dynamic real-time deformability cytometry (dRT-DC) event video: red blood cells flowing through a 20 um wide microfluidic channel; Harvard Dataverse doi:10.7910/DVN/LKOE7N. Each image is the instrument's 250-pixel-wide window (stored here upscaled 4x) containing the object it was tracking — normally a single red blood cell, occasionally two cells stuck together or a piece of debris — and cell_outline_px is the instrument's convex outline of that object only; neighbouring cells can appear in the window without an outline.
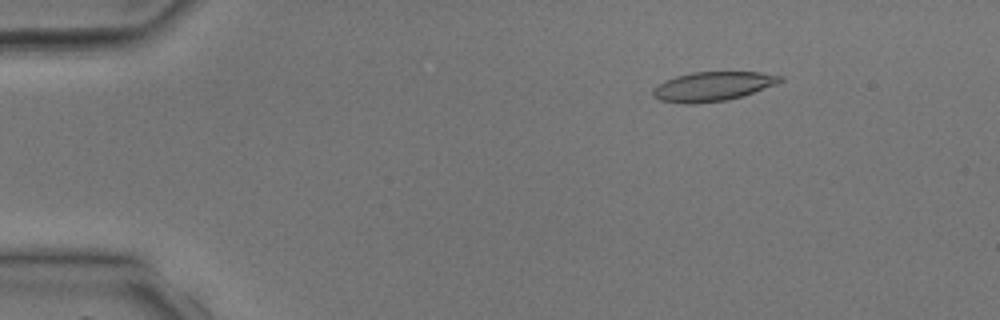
{"species": "common noctule bat (a hibernating species)", "species_latin": "Nyctalus noctula", "temperature_condition": "room temperature", "stored_images_in_passage": 12, "camera_frame_rate_fps": 3000, "um_per_image_px": 0.085, "animal": {"sex": "male", "body_mass_g": 17.9, "forearm_length_mm": 54.2}, "frame": {"image": 1, "passage_image": 6, "time_ms": 1.667, "image_size_px": [1000, 320], "cell_outline_px": [[784, 80], [776, 84], [728, 100], [696, 104], [684, 104], [660, 100], [652, 96], [652, 88], [664, 80], [676, 76], [692, 72], [760, 72], [784, 76]], "centroid_in_image_um": [60.54, 7.34], "position_along_channel_um": 24.5, "area_um2": 21.79}}